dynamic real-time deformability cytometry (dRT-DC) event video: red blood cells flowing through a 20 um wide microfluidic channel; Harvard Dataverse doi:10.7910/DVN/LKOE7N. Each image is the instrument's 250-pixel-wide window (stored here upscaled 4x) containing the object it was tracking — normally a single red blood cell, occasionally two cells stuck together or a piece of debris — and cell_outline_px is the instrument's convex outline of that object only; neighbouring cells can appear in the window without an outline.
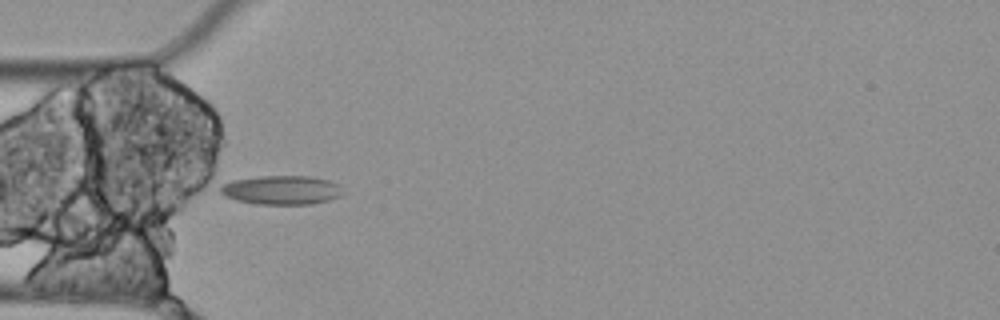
{"species": "Egyptian fruit bat (a non-hibernating species)", "species_latin": "Rousettus aegyptiacus", "temperature_condition": "cold", "stored_images_in_passage": 14, "camera_frame_rate_fps": 3000, "um_per_image_px": 0.085, "animal": {"sex": "female"}, "frame": {"image": 1, "passage_image": 4, "time_ms": 1.0, "image_size_px": [1000, 320], "cell_outline_px": [[344, 192], [340, 196], [328, 200], [312, 204], [256, 204], [236, 200], [224, 196], [220, 192], [220, 188], [224, 184], [232, 180], [260, 176], [312, 176], [328, 180], [340, 184]], "centroid_in_image_um": [23.96, 16.15], "position_along_channel_um": 61.0, "area_um2": 20.81}}
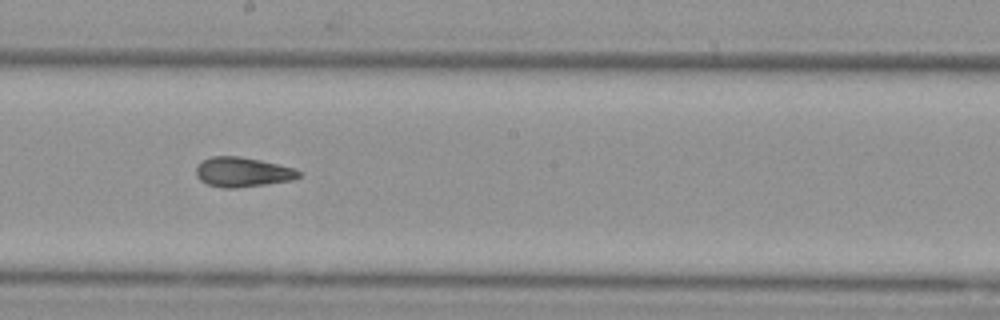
{"frame": {"image": 2, "passage_image": 8, "time_ms": 2.333, "image_size_px": [1000, 320], "cell_outline_px": [[300, 176], [288, 180], [264, 184], [236, 188], [224, 188], [208, 184], [200, 180], [196, 176], [196, 164], [212, 156], [240, 156], [260, 160], [296, 168], [300, 172]], "centroid_in_image_um": [20.58, 14.61], "position_along_channel_um": 227.6, "area_um2": 17.63}}
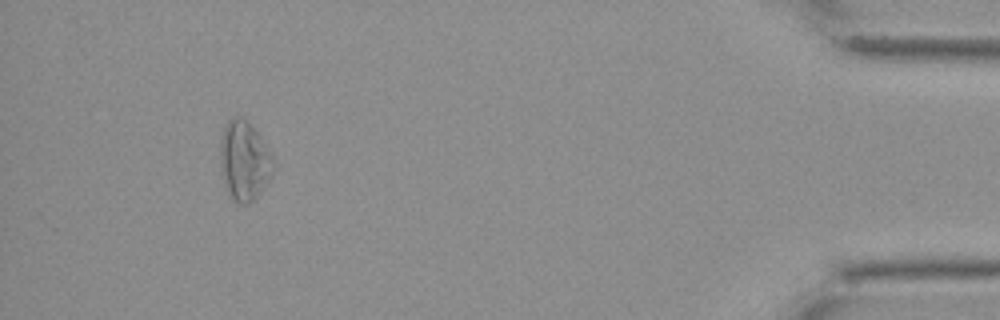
{"frame": {"image": 3, "passage_image": 13, "time_ms": 4.0, "image_size_px": [1000, 320], "cell_outline_px": [[272, 176], [260, 192], [248, 204], [240, 204], [232, 200], [228, 192], [224, 180], [220, 164], [220, 136], [228, 120], [232, 116], [240, 116], [248, 120], [256, 128], [272, 156]], "centroid_in_image_um": [20.75, 13.61], "position_along_channel_um": 414.5, "area_um2": 24.68}}